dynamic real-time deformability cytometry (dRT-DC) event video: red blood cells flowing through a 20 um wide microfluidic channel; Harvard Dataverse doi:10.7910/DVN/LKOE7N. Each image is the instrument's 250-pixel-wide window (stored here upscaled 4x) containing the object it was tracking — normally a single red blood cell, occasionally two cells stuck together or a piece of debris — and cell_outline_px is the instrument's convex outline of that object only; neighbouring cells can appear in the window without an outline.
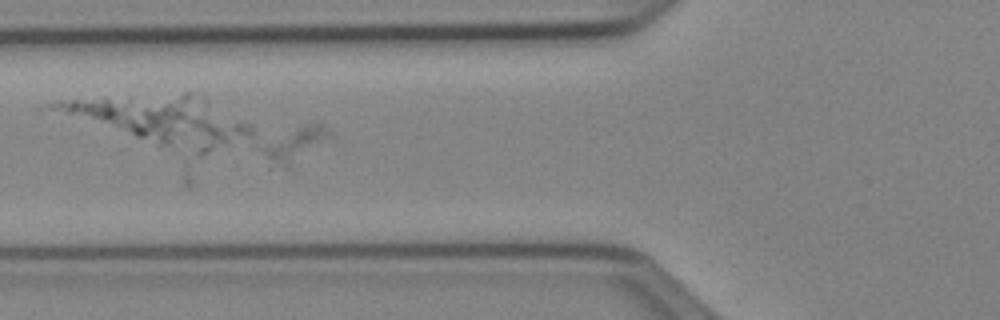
{"species": "Egyptian fruit bat (a non-hibernating species)", "species_latin": "Rousettus aegyptiacus", "temperature_condition": "cold", "stored_images_in_passage": 26, "camera_frame_rate_fps": 3000, "um_per_image_px": 0.085, "animal": {"sex": "female"}, "frame": {"image": 1, "passage_image": 4, "time_ms": 1.0, "image_size_px": [1000, 320], "cell_outline_px": [[328, 132], [324, 136], [288, 168], [268, 168], [264, 152], [268, 148], [300, 128], [316, 120], [320, 120], [324, 124]], "centroid_in_image_um": [25.06, 12.36], "position_along_channel_um": 100.7, "area_um2": 11.04}}
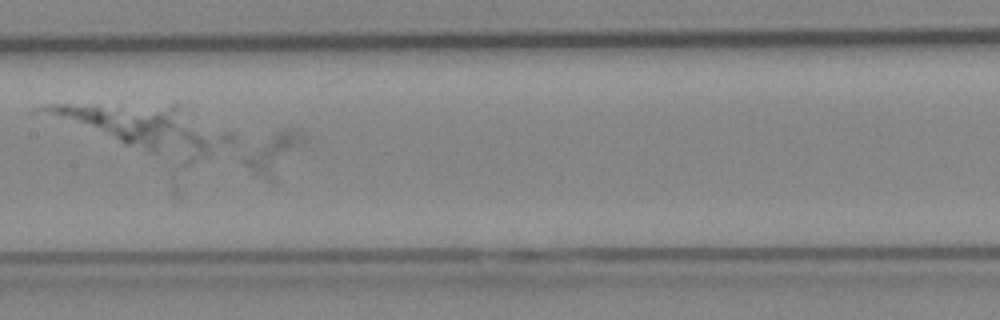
{"frame": {"image": 2, "passage_image": 11, "time_ms": 3.333, "image_size_px": [1000, 320], "cell_outline_px": [[300, 136], [276, 184], [272, 184], [252, 176], [244, 164], [244, 160], [276, 132], [284, 128], [296, 128], [300, 132]], "centroid_in_image_um": [23.18, 13.23], "position_along_channel_um": 184.2, "area_um2": 12.77}}
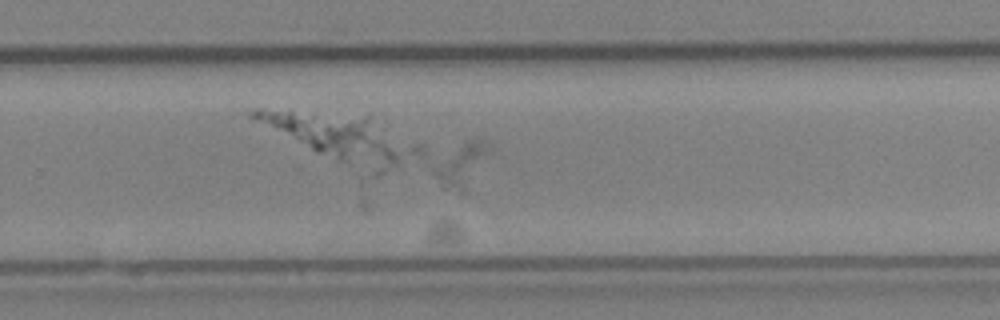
{"frame": {"image": 3, "passage_image": 20, "time_ms": 6.333, "image_size_px": [1000, 320], "cell_outline_px": [[492, 148], [464, 192], [460, 192], [440, 188], [432, 172], [468, 140], [484, 140]], "centroid_in_image_um": [39.27, 14.1], "position_along_channel_um": 290.5, "area_um2": 12.72}}